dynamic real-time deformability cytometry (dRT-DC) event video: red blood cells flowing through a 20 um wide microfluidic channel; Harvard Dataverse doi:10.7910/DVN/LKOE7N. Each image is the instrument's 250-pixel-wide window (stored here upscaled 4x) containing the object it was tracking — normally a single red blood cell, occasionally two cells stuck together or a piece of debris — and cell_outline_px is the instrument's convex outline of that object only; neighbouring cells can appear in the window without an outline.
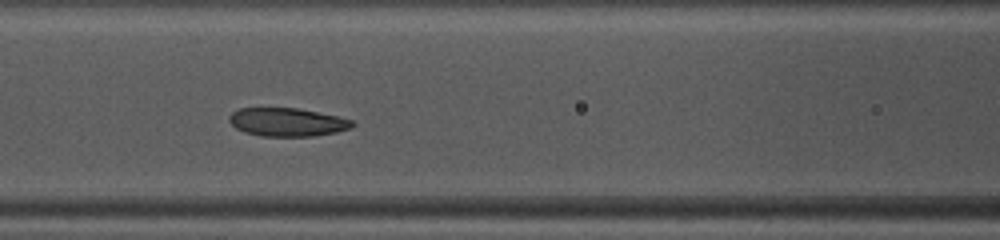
{"species": "common noctule bat (a hibernating species)", "species_latin": "Nyctalus noctula", "temperature_condition": "warm", "stored_images_in_passage": 16, "camera_frame_rate_fps": 3000, "um_per_image_px": 0.085, "animal": {"sex": "female", "body_mass_g": 10.0, "forearm_length_mm": 53.1}, "frame": {"image": 1, "passage_image": 7, "time_ms": 2.0, "image_size_px": [1000, 240], "cell_outline_px": [[356, 124], [352, 128], [336, 132], [312, 136], [260, 136], [244, 132], [236, 128], [228, 120], [228, 116], [232, 112], [240, 108], [296, 108], [336, 116], [352, 120]], "centroid_in_image_um": [24.4, 10.38], "position_along_channel_um": 142.2, "area_um2": 20.29}}
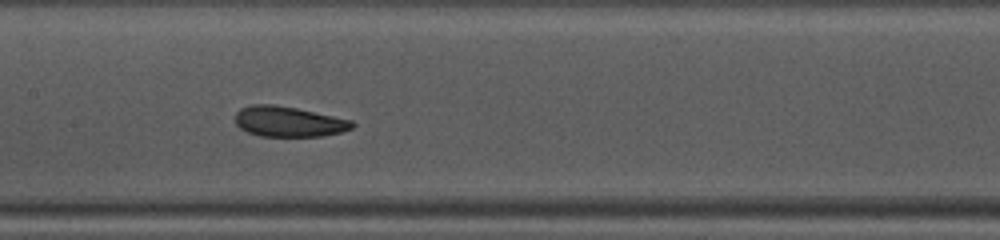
{"frame": {"image": 2, "passage_image": 10, "time_ms": 3.0, "image_size_px": [1000, 240], "cell_outline_px": [[356, 124], [352, 128], [340, 132], [320, 136], [260, 136], [248, 132], [240, 128], [236, 124], [236, 112], [240, 108], [252, 104], [272, 104], [296, 108], [352, 120]], "centroid_in_image_um": [24.52, 10.33], "position_along_channel_um": 182.9, "area_um2": 20.58}}